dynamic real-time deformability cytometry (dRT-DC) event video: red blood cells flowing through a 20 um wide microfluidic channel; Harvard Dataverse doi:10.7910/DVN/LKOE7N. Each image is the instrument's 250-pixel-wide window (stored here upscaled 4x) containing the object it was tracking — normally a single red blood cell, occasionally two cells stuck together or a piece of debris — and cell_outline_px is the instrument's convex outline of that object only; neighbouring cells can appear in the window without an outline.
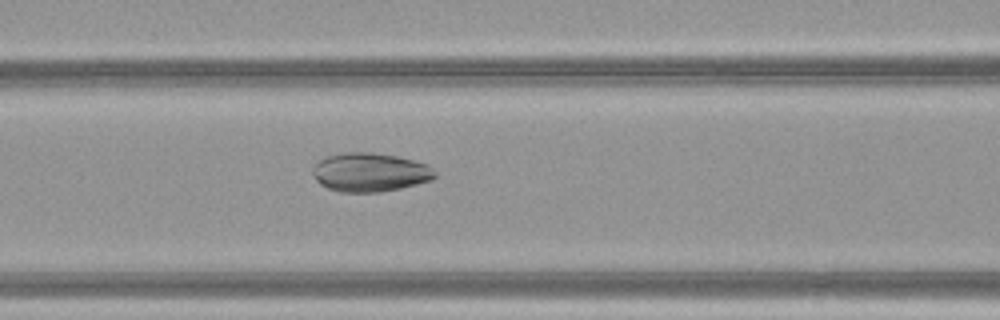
{"species": "common noctule bat (a hibernating species)", "species_latin": "Nyctalus noctula", "temperature_condition": "warm", "stored_images_in_passage": 39, "camera_frame_rate_fps": 3000, "um_per_image_px": 0.085, "animal": {"sex": "female", "body_mass_g": 21.9}, "frame": {"image": 1, "passage_image": 17, "time_ms": 5.333, "image_size_px": [1000, 320], "cell_outline_px": [[436, 176], [432, 180], [400, 188], [380, 192], [340, 192], [328, 188], [320, 184], [316, 180], [312, 172], [312, 168], [320, 160], [328, 156], [344, 152], [372, 152], [396, 156], [428, 164], [436, 172]], "centroid_in_image_um": [31.45, 14.64], "position_along_channel_um": 135.1, "area_um2": 27.63}}
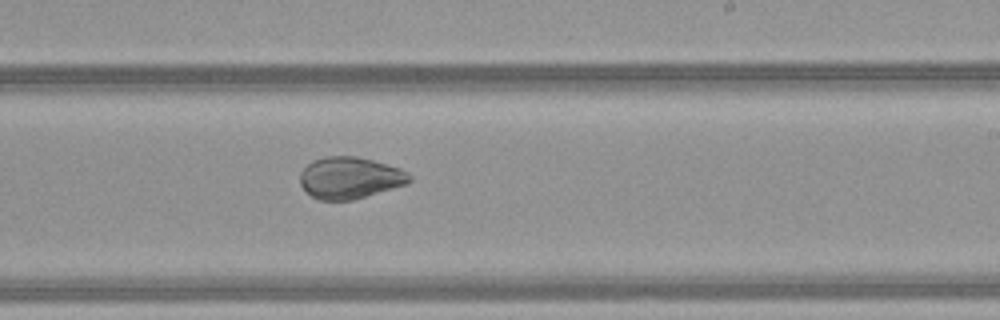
{"frame": {"image": 2, "passage_image": 26, "time_ms": 8.333, "image_size_px": [1000, 320], "cell_outline_px": [[412, 180], [408, 184], [352, 200], [316, 200], [300, 184], [300, 172], [312, 160], [324, 156], [356, 156], [372, 160], [400, 168], [408, 172], [412, 176]], "centroid_in_image_um": [29.75, 15.11], "position_along_channel_um": 259.2, "area_um2": 26.7}}
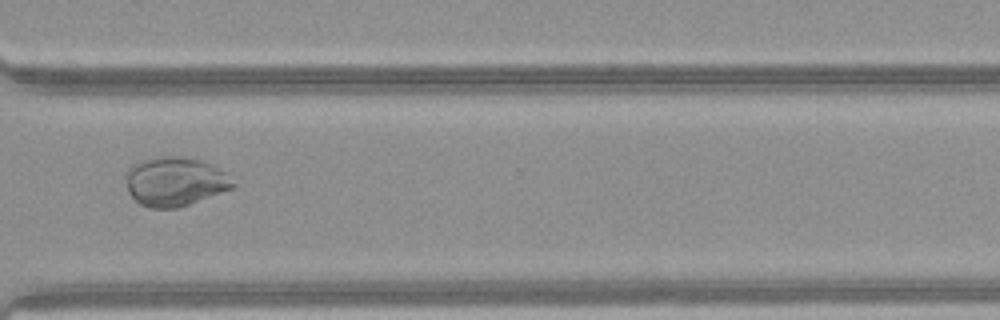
{"frame": {"image": 3, "passage_image": 33, "time_ms": 10.667, "image_size_px": [1000, 320], "cell_outline_px": [[236, 184], [232, 188], [188, 204], [176, 208], [148, 208], [140, 204], [128, 192], [124, 180], [124, 176], [128, 168], [132, 164], [144, 160], [160, 156], [180, 156], [200, 160], [224, 172]], "centroid_in_image_um": [14.8, 15.43], "position_along_channel_um": 355.8, "area_um2": 30.4}}